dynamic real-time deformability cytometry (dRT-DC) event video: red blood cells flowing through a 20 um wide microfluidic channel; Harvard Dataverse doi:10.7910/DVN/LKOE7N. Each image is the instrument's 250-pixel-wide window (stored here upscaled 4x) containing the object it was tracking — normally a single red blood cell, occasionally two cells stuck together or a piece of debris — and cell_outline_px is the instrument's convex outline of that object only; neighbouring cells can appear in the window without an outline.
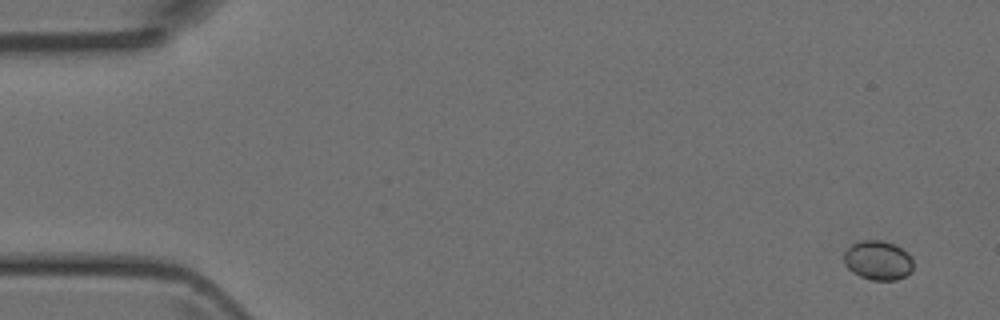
{"species": "Egyptian fruit bat (a non-hibernating species)", "species_latin": "Rousettus aegyptiacus", "temperature_condition": "room temperature", "stored_images_in_passage": 5, "camera_frame_rate_fps": 3000, "um_per_image_px": 0.085, "animal": {"sex": "female"}, "frame": {"image": 1, "passage_image": 1, "time_ms": 0.0, "image_size_px": [1000, 320], "cell_outline_px": [[912, 268], [904, 276], [896, 280], [872, 280], [860, 276], [852, 272], [844, 264], [844, 252], [852, 244], [860, 240], [880, 240], [896, 244], [908, 252], [912, 260]], "centroid_in_image_um": [74.61, 22.11], "position_along_channel_um": 10.4, "area_um2": 15.9}}
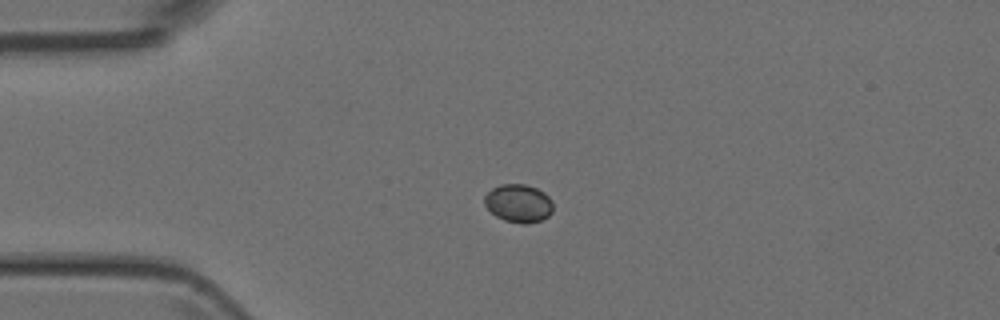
{"frame": {"image": 2, "passage_image": 4, "time_ms": 3.333, "image_size_px": [1000, 320], "cell_outline_px": [[552, 212], [548, 216], [540, 220], [528, 224], [520, 224], [504, 220], [496, 216], [484, 204], [484, 196], [492, 188], [500, 184], [524, 184], [536, 188], [544, 192], [552, 200]], "centroid_in_image_um": [44.07, 17.28], "position_along_channel_um": 40.9, "area_um2": 15.26}}